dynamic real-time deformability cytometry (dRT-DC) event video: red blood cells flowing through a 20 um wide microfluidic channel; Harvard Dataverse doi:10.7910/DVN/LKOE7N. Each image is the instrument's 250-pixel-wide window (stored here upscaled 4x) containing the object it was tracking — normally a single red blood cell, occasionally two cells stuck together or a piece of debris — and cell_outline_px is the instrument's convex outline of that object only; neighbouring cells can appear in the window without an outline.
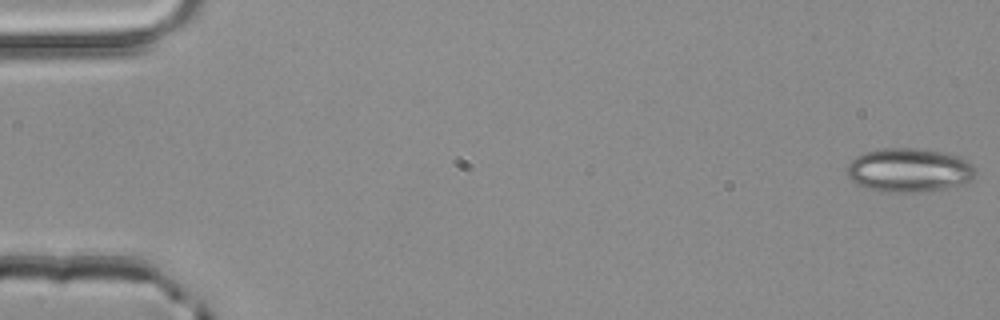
{"species": "common noctule bat (a hibernating species)", "species_latin": "Nyctalus noctula", "temperature_condition": "room temperature", "stored_images_in_passage": 15, "camera_frame_rate_fps": 3000, "um_per_image_px": 0.085, "animal": {"sex": "male", "body_mass_g": 20.4}, "frame": {"image": 1, "passage_image": 1, "time_ms": 0.0, "image_size_px": [1000, 320], "cell_outline_px": [[976, 172], [964, 184], [944, 188], [920, 192], [888, 192], [868, 188], [856, 184], [848, 176], [848, 164], [856, 156], [864, 152], [884, 148], [916, 148], [940, 152], [956, 156], [972, 164], [976, 168]], "centroid_in_image_um": [77.25, 14.46], "position_along_channel_um": 7.8, "area_um2": 32.48}}